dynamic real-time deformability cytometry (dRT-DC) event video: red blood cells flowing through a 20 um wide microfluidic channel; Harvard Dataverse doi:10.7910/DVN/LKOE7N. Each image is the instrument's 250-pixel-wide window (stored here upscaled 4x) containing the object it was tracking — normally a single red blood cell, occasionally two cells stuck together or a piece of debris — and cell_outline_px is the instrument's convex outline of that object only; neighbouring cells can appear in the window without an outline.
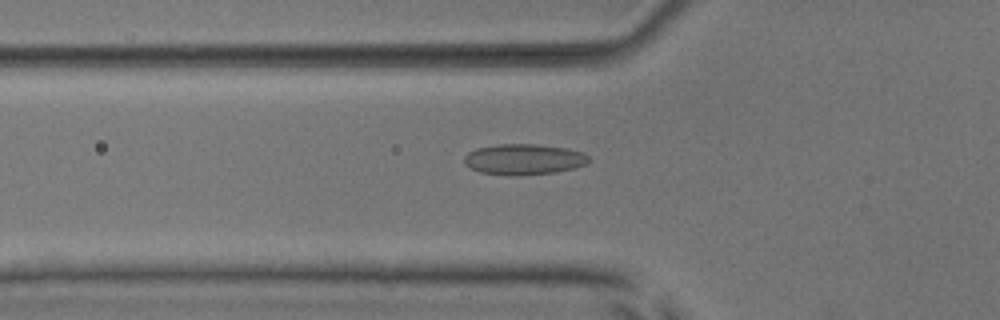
{"species": "common noctule bat (a hibernating species)", "species_latin": "Nyctalus noctula", "temperature_condition": "room temperature", "stored_images_in_passage": 51, "camera_frame_rate_fps": 3000, "um_per_image_px": 0.085, "animal": {"sex": "male", "body_mass_g": 17.9, "forearm_length_mm": 54.2}, "frame": {"image": 1, "passage_image": 18, "time_ms": 5.667, "image_size_px": [1000, 320], "cell_outline_px": [[592, 160], [576, 168], [552, 172], [520, 176], [508, 176], [480, 172], [464, 164], [464, 156], [468, 152], [476, 148], [496, 144], [536, 144], [568, 148], [584, 152]], "centroid_in_image_um": [44.53, 13.54], "position_along_channel_um": 81.3, "area_um2": 22.6}}
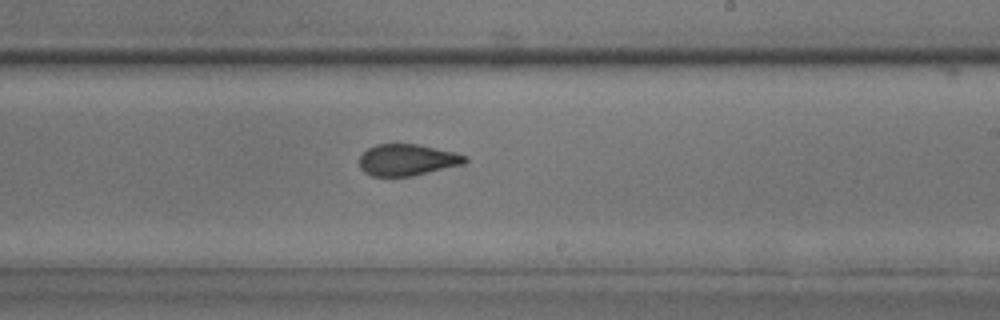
{"frame": {"image": 2, "passage_image": 31, "time_ms": 10.0, "image_size_px": [1000, 320], "cell_outline_px": [[468, 160], [464, 164], [412, 176], [372, 176], [364, 172], [360, 168], [360, 156], [368, 148], [376, 144], [420, 144], [456, 152], [468, 156]], "centroid_in_image_um": [34.65, 13.58], "position_along_channel_um": 254.4, "area_um2": 19.54}}
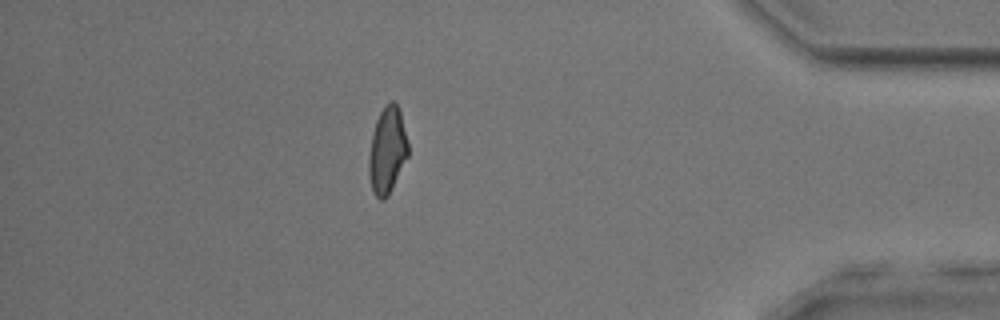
{"frame": {"image": 3, "passage_image": 45, "time_ms": 14.667, "image_size_px": [1000, 320], "cell_outline_px": [[408, 156], [388, 196], [384, 200], [380, 200], [372, 192], [368, 172], [368, 156], [372, 132], [376, 120], [384, 104], [392, 100], [396, 104], [400, 112], [408, 144]], "centroid_in_image_um": [32.89, 12.79], "position_along_channel_um": 402.3, "area_um2": 19.88}, "authors_computed_cell_mechanics": {"area_um2": 20.4034, "velocity_mm_per_s": 4.0035, "shape_relaxation_time_tau1_ms": null, "shape_relaxation_time_tau2_ms": 1.4734, "deformation_change_tau1": null, "deformation_change_tau2": 0.0796}}